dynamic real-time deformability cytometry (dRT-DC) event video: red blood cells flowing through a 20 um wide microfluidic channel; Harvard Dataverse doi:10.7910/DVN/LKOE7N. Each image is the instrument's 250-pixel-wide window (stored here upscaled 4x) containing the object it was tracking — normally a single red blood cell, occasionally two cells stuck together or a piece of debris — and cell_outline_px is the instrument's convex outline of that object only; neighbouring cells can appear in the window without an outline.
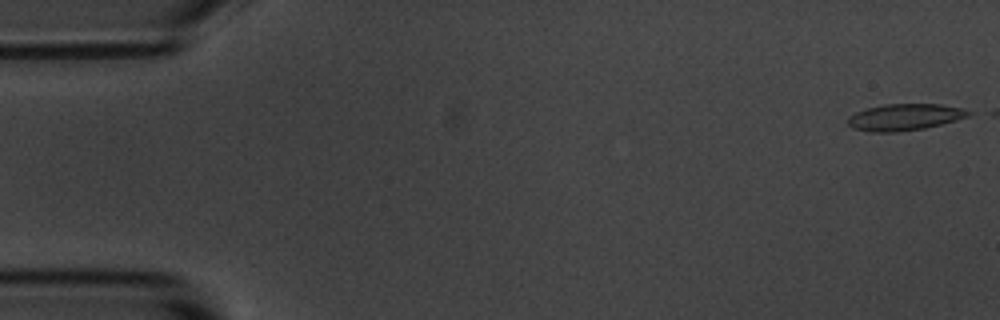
{"species": "common noctule bat (a hibernating species)", "species_latin": "Nyctalus noctula", "temperature_condition": "room temperature", "stored_images_in_passage": 5, "camera_frame_rate_fps": 3000, "um_per_image_px": 0.085, "animal": {"sex": "male", "body_mass_g": 20.1, "forearm_length_mm": 53.5}, "frame": {"image": 1, "passage_image": 1, "time_ms": 0.0, "image_size_px": [1000, 320], "cell_outline_px": [[972, 112], [968, 116], [956, 120], [924, 128], [896, 132], [872, 132], [852, 128], [848, 124], [848, 116], [856, 112], [868, 108], [884, 104], [940, 104], [960, 108]], "centroid_in_image_um": [76.86, 9.95], "position_along_channel_um": 8.1, "area_um2": 18.5}}